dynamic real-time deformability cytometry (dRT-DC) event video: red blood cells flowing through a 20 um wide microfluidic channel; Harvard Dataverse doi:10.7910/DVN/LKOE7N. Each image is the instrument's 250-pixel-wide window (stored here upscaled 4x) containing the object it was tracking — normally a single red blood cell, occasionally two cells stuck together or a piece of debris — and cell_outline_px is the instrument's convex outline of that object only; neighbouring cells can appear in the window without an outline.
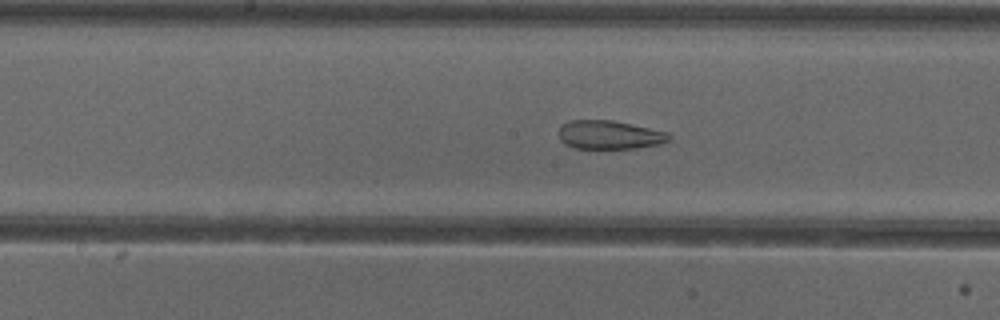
{"species": "common noctule bat (a hibernating species)", "species_latin": "Nyctalus noctula", "temperature_condition": "cold", "stored_images_in_passage": 53, "camera_frame_rate_fps": 3000, "um_per_image_px": 0.085, "animal": {"sex": "female"}, "frame": {"image": 1, "passage_image": 28, "time_ms": 9.0, "image_size_px": [1000, 320], "cell_outline_px": [[672, 136], [668, 140], [660, 144], [636, 148], [576, 148], [564, 144], [560, 140], [560, 128], [568, 120], [612, 120], [632, 124], [668, 132]], "centroid_in_image_um": [51.82, 11.46], "position_along_channel_um": 196.4, "area_um2": 18.32}}
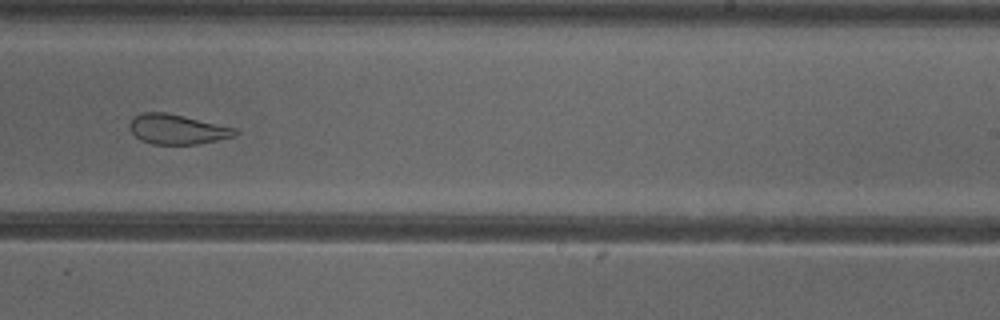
{"frame": {"image": 2, "passage_image": 34, "time_ms": 11.0, "image_size_px": [1000, 320], "cell_outline_px": [[240, 132], [236, 136], [196, 144], [152, 144], [140, 140], [128, 128], [128, 124], [136, 116], [144, 112], [164, 112], [184, 116], [236, 128]], "centroid_in_image_um": [15.07, 10.99], "position_along_channel_um": 273.9, "area_um2": 18.26}}
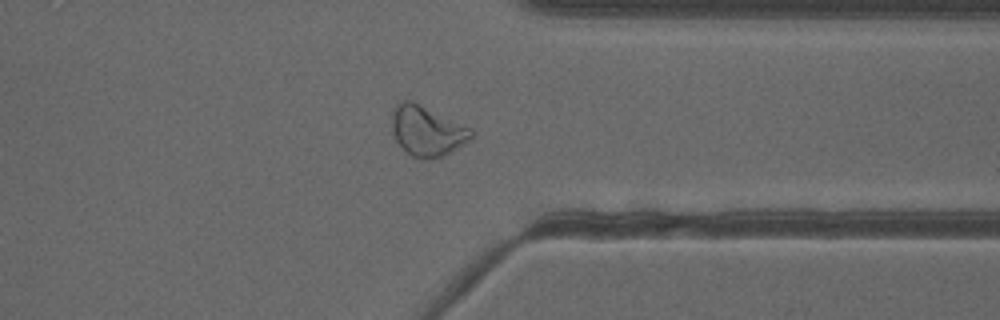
{"frame": {"image": 3, "passage_image": 42, "time_ms": 13.667, "image_size_px": [1000, 320], "cell_outline_px": [[472, 140], [440, 156], [428, 160], [420, 160], [412, 156], [396, 140], [392, 132], [392, 112], [396, 104], [404, 100], [412, 100], [472, 128]], "centroid_in_image_um": [36.29, 11.12], "position_along_channel_um": 375.1, "area_um2": 23.12}, "authors_computed_cell_mechanics": {"area_um2": 25.5476, "velocity_mm_per_s": 3.8959, "shape_relaxation_time_tau1_ms": null, "shape_relaxation_time_tau2_ms": 1.6402, "deformation_change_tau1": null, "deformation_change_tau2": 0.0918}}